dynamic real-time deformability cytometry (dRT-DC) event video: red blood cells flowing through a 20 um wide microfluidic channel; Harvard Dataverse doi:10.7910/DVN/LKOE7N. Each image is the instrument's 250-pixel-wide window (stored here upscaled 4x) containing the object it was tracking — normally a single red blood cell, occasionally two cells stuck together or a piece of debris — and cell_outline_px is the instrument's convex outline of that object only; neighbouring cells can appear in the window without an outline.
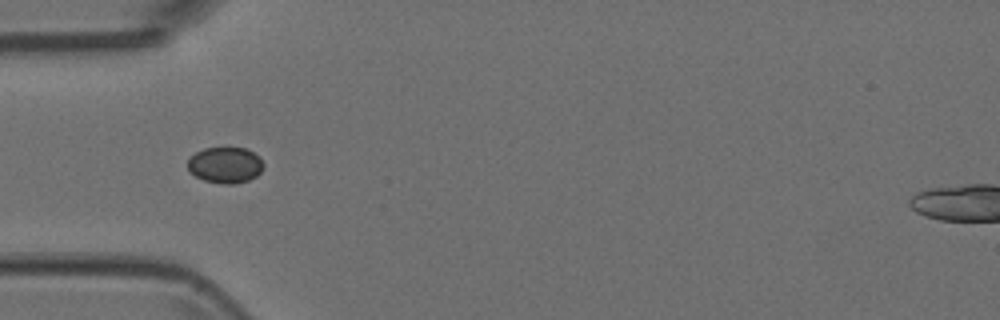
{"species": "Egyptian fruit bat (a non-hibernating species)", "species_latin": "Rousettus aegyptiacus", "temperature_condition": "room temperature", "stored_images_in_passage": 6, "camera_frame_rate_fps": 3000, "um_per_image_px": 0.085, "animal": {"sex": "female"}, "frame": {"image": 1, "passage_image": 3, "time_ms": 0.667, "image_size_px": [1000, 320], "cell_outline_px": [[264, 168], [256, 176], [248, 180], [236, 184], [220, 184], [204, 180], [188, 172], [188, 160], [196, 152], [204, 148], [244, 148], [260, 156], [264, 164]], "centroid_in_image_um": [19.16, 14.04], "position_along_channel_um": 65.8, "area_um2": 16.01}}
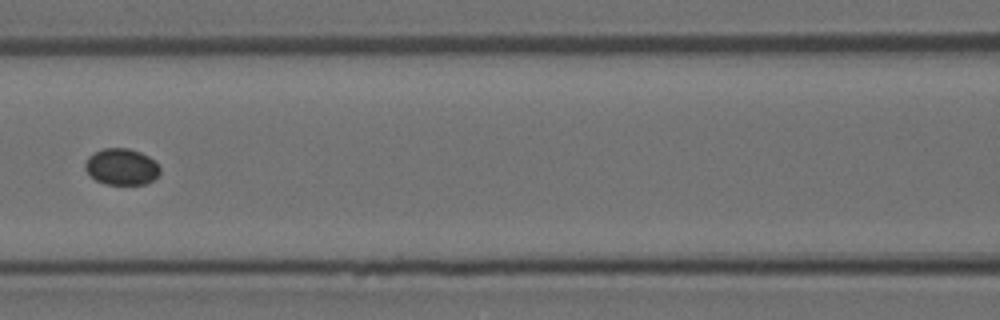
{"frame": {"image": 2, "passage_image": 5, "time_ms": 1.333, "image_size_px": [1000, 320], "cell_outline_px": [[160, 172], [152, 180], [144, 184], [104, 184], [96, 180], [84, 168], [84, 164], [88, 156], [104, 148], [128, 148], [140, 152], [148, 156], [160, 168]], "centroid_in_image_um": [10.3, 14.17], "position_along_channel_um": 156.3, "area_um2": 15.66}}
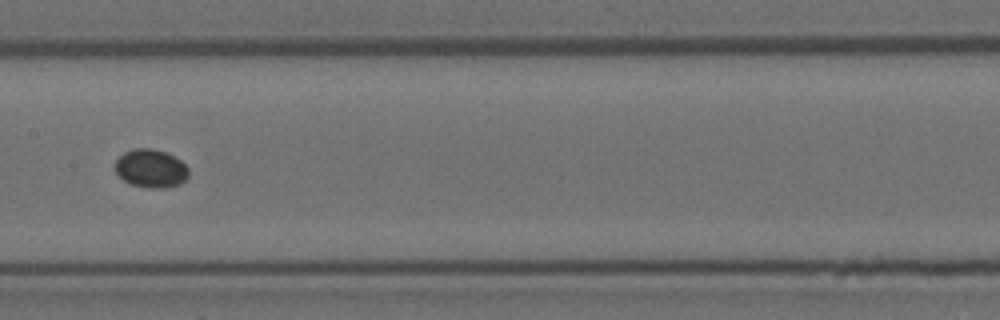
{"frame": {"image": 3, "passage_image": 6, "time_ms": 1.667, "image_size_px": [1000, 320], "cell_outline_px": [[188, 176], [180, 184], [168, 188], [148, 188], [128, 184], [116, 172], [116, 160], [124, 152], [132, 148], [152, 148], [164, 152], [180, 160], [188, 168]], "centroid_in_image_um": [12.82, 14.33], "position_along_channel_um": 194.6, "area_um2": 16.42}}